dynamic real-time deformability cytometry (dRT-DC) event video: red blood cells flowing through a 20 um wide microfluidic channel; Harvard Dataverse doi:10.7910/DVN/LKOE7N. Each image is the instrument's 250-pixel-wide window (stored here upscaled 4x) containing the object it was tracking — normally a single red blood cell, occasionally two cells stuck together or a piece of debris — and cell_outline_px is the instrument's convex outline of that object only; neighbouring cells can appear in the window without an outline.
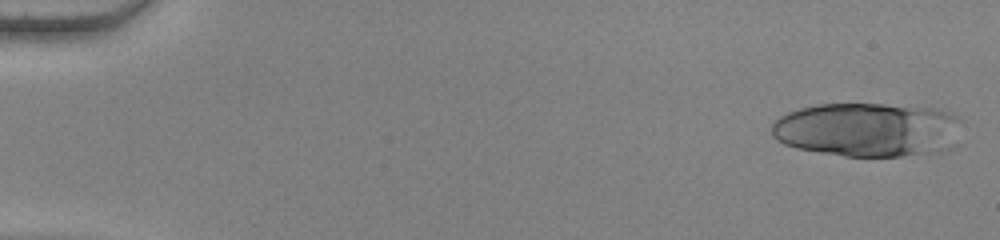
{"species": "human", "species_latin": "Homo sapiens", "temperature_condition": "warm", "stored_images_in_passage": 54, "segment_of_instrument_passage": [1, 2], "camera_frame_rate_fps": 3000, "um_per_image_px": 0.085, "donor": {"sex": "female"}, "frame": {"image": 1, "passage_image": 1, "time_ms": 0.0, "image_size_px": [1000, 240], "cell_outline_px": [[964, 120], [960, 144], [956, 148], [940, 152], [900, 156], [844, 156], [796, 148], [784, 144], [776, 140], [772, 136], [772, 124], [780, 116], [788, 112], [800, 108], [816, 104], [884, 104], [936, 108], [948, 112]], "centroid_in_image_um": [73.88, 11.03], "position_along_channel_um": 11.1, "area_um2": 61.38}}